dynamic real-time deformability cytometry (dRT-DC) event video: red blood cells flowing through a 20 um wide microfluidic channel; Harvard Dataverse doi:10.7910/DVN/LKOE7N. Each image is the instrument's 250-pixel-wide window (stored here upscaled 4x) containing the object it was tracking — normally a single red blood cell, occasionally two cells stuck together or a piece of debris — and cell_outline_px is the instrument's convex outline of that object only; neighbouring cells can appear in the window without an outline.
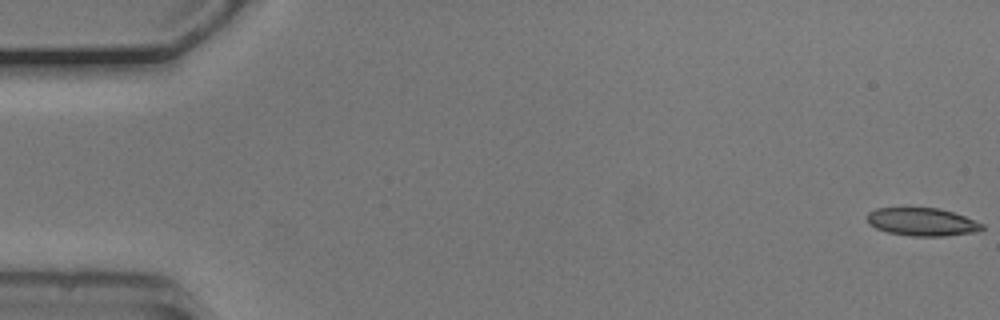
{"species": "common noctule bat (a hibernating species)", "species_latin": "Nyctalus noctula", "temperature_condition": "cold", "stored_images_in_passage": 16, "camera_frame_rate_fps": 3000, "um_per_image_px": 0.085, "animal": {"sex": "male", "body_mass_g": 20.5, "forearm_length_mm": 52.5}, "frame": {"image": 1, "passage_image": 1, "time_ms": 0.0, "image_size_px": [1000, 320], "cell_outline_px": [[984, 228], [980, 232], [944, 236], [912, 236], [888, 232], [876, 228], [868, 224], [868, 212], [876, 208], [940, 208], [964, 216], [984, 224]], "centroid_in_image_um": [78.41, 18.87], "position_along_channel_um": 6.6, "area_um2": 18.79}}
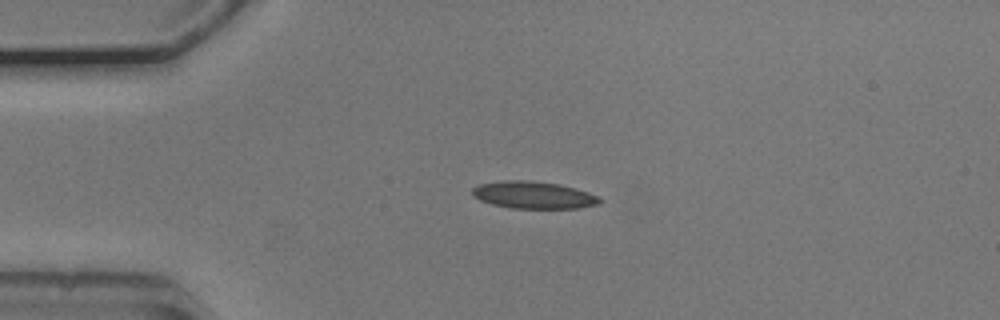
{"frame": {"image": 2, "passage_image": 13, "time_ms": 4.0, "image_size_px": [1000, 320], "cell_outline_px": [[604, 200], [600, 204], [580, 208], [512, 208], [492, 204], [480, 200], [472, 196], [472, 188], [480, 184], [504, 180], [532, 180], [560, 184], [576, 188], [600, 196]], "centroid_in_image_um": [45.4, 16.57], "position_along_channel_um": 39.6, "area_um2": 20.46}}